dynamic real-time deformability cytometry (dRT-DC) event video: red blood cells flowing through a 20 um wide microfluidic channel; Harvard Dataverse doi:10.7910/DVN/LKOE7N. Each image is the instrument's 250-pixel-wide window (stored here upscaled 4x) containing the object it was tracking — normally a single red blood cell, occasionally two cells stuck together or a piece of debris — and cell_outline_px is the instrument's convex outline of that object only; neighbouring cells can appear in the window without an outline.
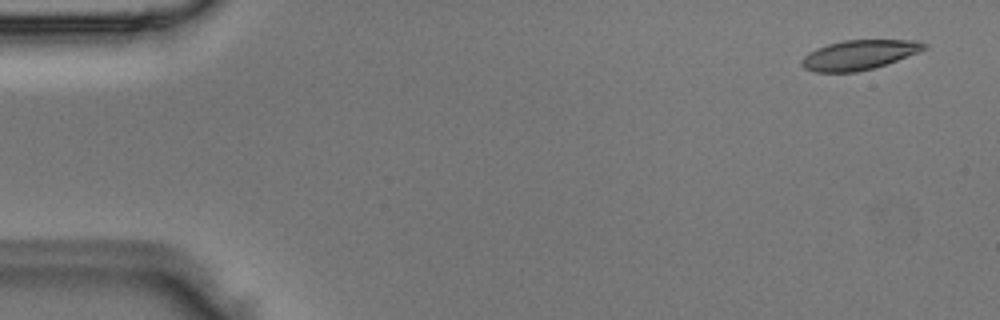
{"species": "Egyptian fruit bat (a non-hibernating species)", "species_latin": "Rousettus aegyptiacus", "temperature_condition": "room temperature", "stored_images_in_passage": 5, "camera_frame_rate_fps": 3000, "um_per_image_px": 0.085, "animal": {"sex": "male"}, "frame": {"image": 1, "passage_image": 1, "time_ms": 0.0, "image_size_px": [1000, 320], "cell_outline_px": [[928, 48], [920, 52], [872, 68], [856, 72], [816, 72], [804, 68], [800, 64], [800, 60], [804, 56], [816, 48], [828, 44], [844, 40], [920, 40], [928, 44]], "centroid_in_image_um": [73.04, 4.65], "position_along_channel_um": 12.0, "area_um2": 21.15}}
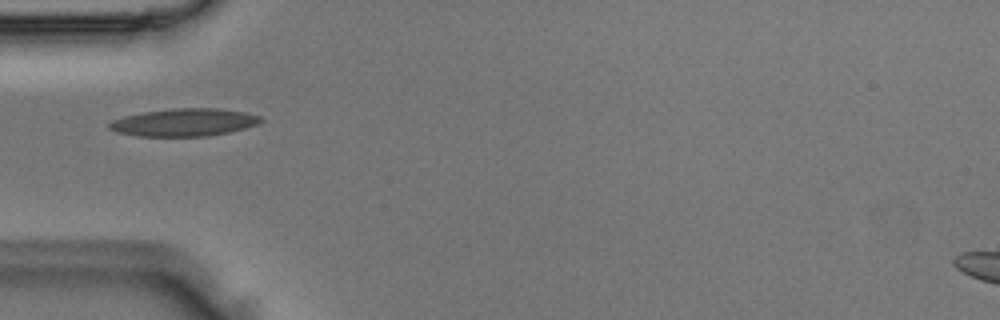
{"frame": {"image": 2, "passage_image": 4, "time_ms": 1.0, "image_size_px": [1000, 320], "cell_outline_px": [[264, 120], [256, 124], [244, 128], [228, 132], [208, 136], [136, 136], [116, 132], [108, 128], [108, 124], [112, 120], [124, 116], [144, 112], [172, 108], [216, 108], [244, 112], [260, 116]], "centroid_in_image_um": [15.61, 10.4], "position_along_channel_um": 69.4, "area_um2": 24.33}}
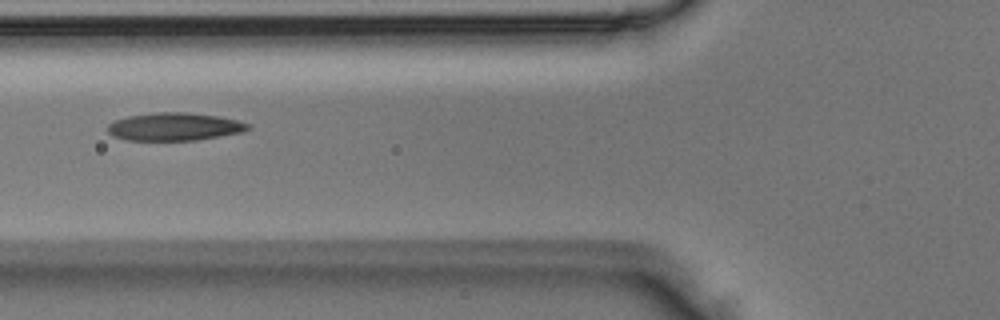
{"frame": {"image": 3, "passage_image": 5, "time_ms": 1.333, "image_size_px": [1000, 320], "cell_outline_px": [[252, 128], [244, 132], [196, 140], [128, 140], [112, 136], [108, 132], [108, 124], [112, 120], [128, 116], [156, 112], [188, 112], [220, 116], [252, 124]], "centroid_in_image_um": [14.85, 10.76], "position_along_channel_um": 110.9, "area_um2": 23.06}}